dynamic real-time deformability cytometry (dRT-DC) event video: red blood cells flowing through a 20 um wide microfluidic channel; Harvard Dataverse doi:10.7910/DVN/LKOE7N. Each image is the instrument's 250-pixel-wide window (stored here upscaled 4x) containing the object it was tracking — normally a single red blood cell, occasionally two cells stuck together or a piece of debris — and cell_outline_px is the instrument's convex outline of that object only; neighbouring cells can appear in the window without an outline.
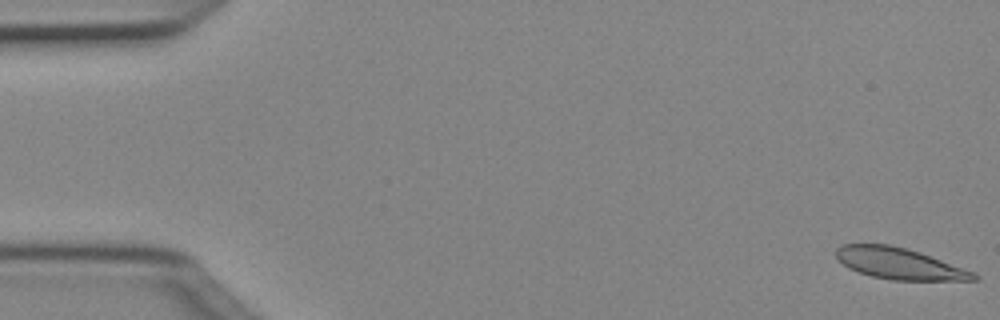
{"species": "Egyptian fruit bat (a non-hibernating species)", "species_latin": "Rousettus aegyptiacus", "temperature_condition": "cold", "stored_images_in_passage": 50, "camera_frame_rate_fps": 3000, "um_per_image_px": 0.085, "animal": {"sex": "female"}, "frame": {"image": 1, "passage_image": 1, "time_ms": 0.0, "image_size_px": [1000, 320], "cell_outline_px": [[980, 280], [892, 280], [872, 276], [848, 268], [836, 256], [836, 248], [844, 244], [888, 244], [920, 252], [976, 272], [980, 276]], "centroid_in_image_um": [76.5, 22.41], "position_along_channel_um": 8.5, "area_um2": 25.03}}
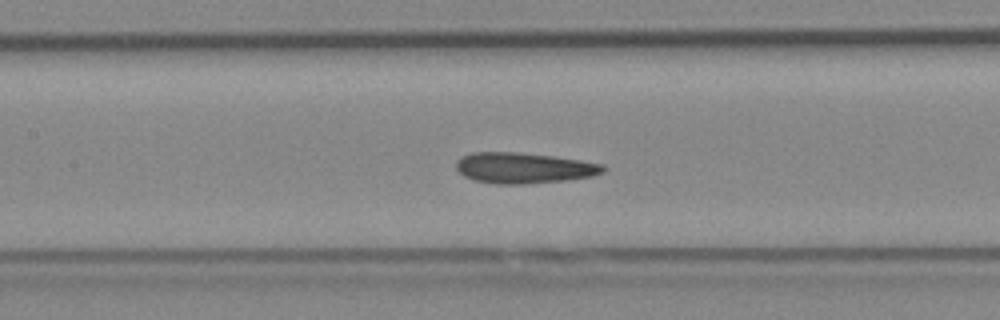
{"frame": {"image": 2, "passage_image": 23, "time_ms": 7.333, "image_size_px": [1000, 320], "cell_outline_px": [[608, 168], [604, 172], [592, 176], [564, 180], [520, 184], [496, 184], [476, 180], [464, 176], [456, 168], [456, 160], [460, 156], [472, 152], [520, 152], [552, 156], [580, 160], [604, 164]], "centroid_in_image_um": [44.52, 14.26], "position_along_channel_um": 162.9, "area_um2": 26.36}}
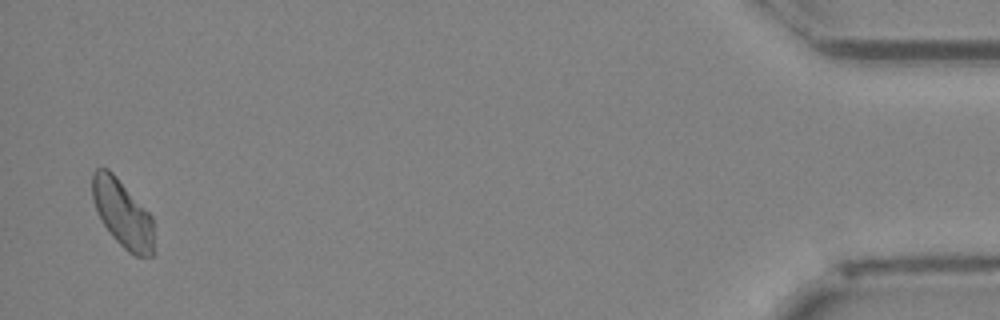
{"frame": {"image": 3, "passage_image": 49, "time_ms": 16.0, "image_size_px": [1000, 320], "cell_outline_px": [[152, 256], [136, 256], [128, 252], [112, 236], [104, 224], [96, 208], [92, 196], [92, 172], [96, 168], [108, 168], [116, 176], [152, 216]], "centroid_in_image_um": [10.39, 18.13], "position_along_channel_um": 424.8, "area_um2": 23.7}, "authors_computed_cell_mechanics": {"area_um2": 25.2875, "velocity_mm_per_s": 4.0099, "shape_relaxation_time_tau1_ms": null, "shape_relaxation_time_tau2_ms": 7.8443, "deformation_change_tau1": null, "deformation_change_tau2": 0.1164}}